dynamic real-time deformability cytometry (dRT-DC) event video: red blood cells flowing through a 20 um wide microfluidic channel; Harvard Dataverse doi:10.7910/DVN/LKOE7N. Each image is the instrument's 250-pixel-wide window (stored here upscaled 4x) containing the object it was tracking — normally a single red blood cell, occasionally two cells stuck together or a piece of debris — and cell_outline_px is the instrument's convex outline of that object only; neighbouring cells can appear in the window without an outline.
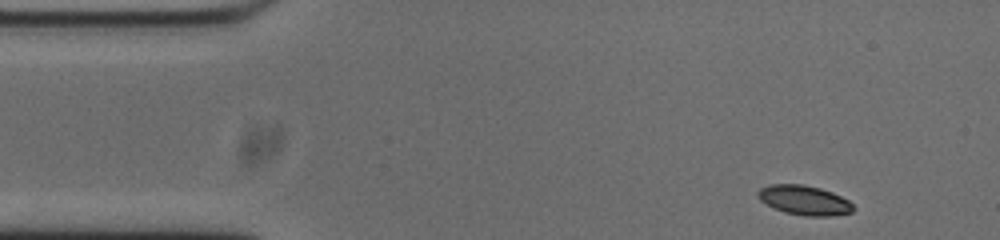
{"species": "common noctule bat (a hibernating species)", "species_latin": "Nyctalus noctula", "temperature_condition": "cold", "stored_images_in_passage": 50, "camera_frame_rate_fps": 3000, "um_per_image_px": 0.085, "animal": {"sex": "male", "body_mass_g": 20.0, "forearm_length_mm": 53.3}, "frame": {"image": 1, "passage_image": 1, "time_ms": 0.0, "image_size_px": [1000, 240], "cell_outline_px": [[856, 208], [852, 212], [832, 216], [804, 216], [784, 212], [760, 200], [756, 192], [760, 188], [772, 184], [804, 184], [820, 188], [832, 192], [848, 200]], "centroid_in_image_um": [68.39, 17.02], "position_along_channel_um": 16.6, "area_um2": 16.42}}
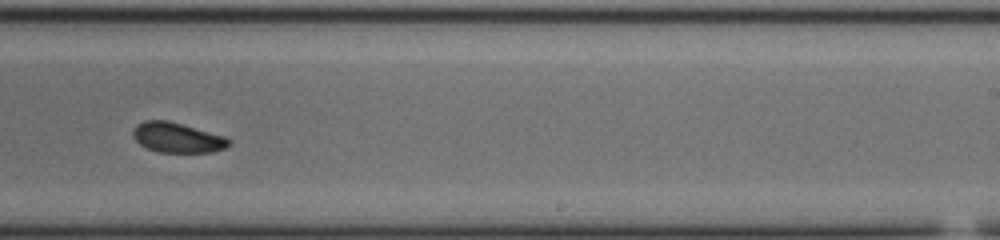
{"frame": {"image": 2, "passage_image": 28, "time_ms": 9.0, "image_size_px": [1000, 240], "cell_outline_px": [[232, 144], [224, 148], [212, 152], [160, 152], [148, 148], [140, 144], [136, 140], [132, 132], [136, 124], [144, 120], [168, 120], [224, 136], [232, 140]], "centroid_in_image_um": [15.08, 11.69], "position_along_channel_um": 273.9, "area_um2": 16.7}}
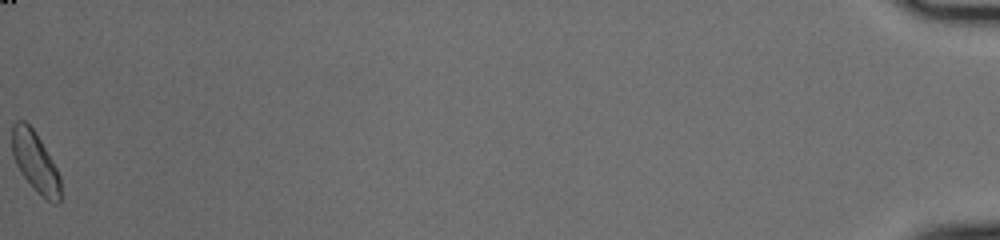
{"frame": {"image": 3, "passage_image": 50, "time_ms": 16.333, "image_size_px": [1000, 240], "cell_outline_px": [[60, 204], [52, 204], [36, 192], [20, 172], [16, 164], [12, 152], [12, 124], [16, 120], [24, 120], [32, 128], [40, 140], [52, 160], [60, 176]], "centroid_in_image_um": [2.99, 13.79], "position_along_channel_um": 432.2, "area_um2": 17.05}, "authors_computed_cell_mechanics": {"area_um2": 16.9643, "velocity_mm_per_s": 3.7234, "shape_relaxation_time_tau1_ms": 3.178, "shape_relaxation_time_tau2_ms": 8.3235, "deformation_change_tau1": 0.0804, "deformation_change_tau2": 0.1094}}